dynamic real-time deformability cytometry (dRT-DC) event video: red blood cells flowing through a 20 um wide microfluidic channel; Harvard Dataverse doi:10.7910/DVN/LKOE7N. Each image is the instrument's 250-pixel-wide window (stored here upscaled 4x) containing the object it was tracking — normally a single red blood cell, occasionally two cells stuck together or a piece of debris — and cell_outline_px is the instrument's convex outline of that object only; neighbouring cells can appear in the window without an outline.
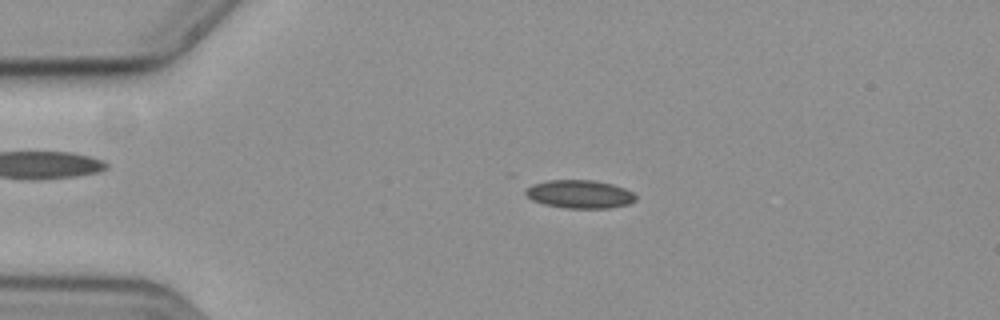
{"species": "common noctule bat (a hibernating species)", "species_latin": "Nyctalus noctula", "temperature_condition": "cold", "stored_images_in_passage": 43, "camera_frame_rate_fps": 3000, "um_per_image_px": 0.085, "animal": {"sex": "female", "body_mass_g": 19.3, "forearm_length_mm": 54.1}, "frame": {"image": 1, "passage_image": 5, "time_ms": 1.333, "image_size_px": [1000, 320], "cell_outline_px": [[636, 200], [628, 204], [608, 208], [564, 208], [544, 204], [532, 200], [524, 192], [532, 184], [548, 180], [596, 180], [612, 184], [624, 188], [632, 192], [636, 196]], "centroid_in_image_um": [49.28, 16.5], "position_along_channel_um": 35.7, "area_um2": 18.09}}
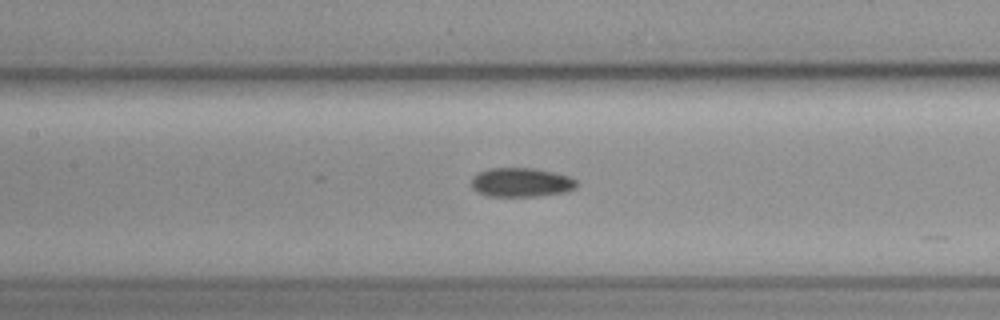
{"frame": {"image": 2, "passage_image": 19, "time_ms": 6.0, "image_size_px": [1000, 320], "cell_outline_px": [[576, 188], [568, 192], [536, 196], [488, 196], [476, 192], [472, 188], [472, 176], [488, 168], [532, 168], [552, 172], [568, 176], [576, 180]], "centroid_in_image_um": [44.28, 15.51], "position_along_channel_um": 163.1, "area_um2": 17.86}}
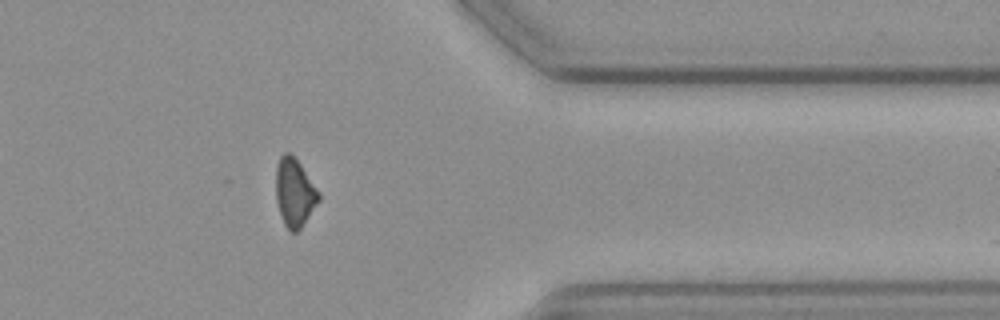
{"frame": {"image": 3, "passage_image": 39, "time_ms": 12.667, "image_size_px": [1000, 320], "cell_outline_px": [[320, 200], [300, 228], [296, 232], [292, 232], [284, 224], [276, 200], [276, 168], [280, 156], [284, 152], [288, 152], [300, 164], [320, 192]], "centroid_in_image_um": [25.04, 16.36], "position_along_channel_um": 386.4, "area_um2": 16.76}, "authors_computed_cell_mechanics": {"area_um2": 17.8602, "velocity_mm_per_s": 3.5892, "shape_relaxation_time_tau1_ms": null, "shape_relaxation_time_tau2_ms": 4.9921, "deformation_change_tau1": null, "deformation_change_tau2": 0.1105}}